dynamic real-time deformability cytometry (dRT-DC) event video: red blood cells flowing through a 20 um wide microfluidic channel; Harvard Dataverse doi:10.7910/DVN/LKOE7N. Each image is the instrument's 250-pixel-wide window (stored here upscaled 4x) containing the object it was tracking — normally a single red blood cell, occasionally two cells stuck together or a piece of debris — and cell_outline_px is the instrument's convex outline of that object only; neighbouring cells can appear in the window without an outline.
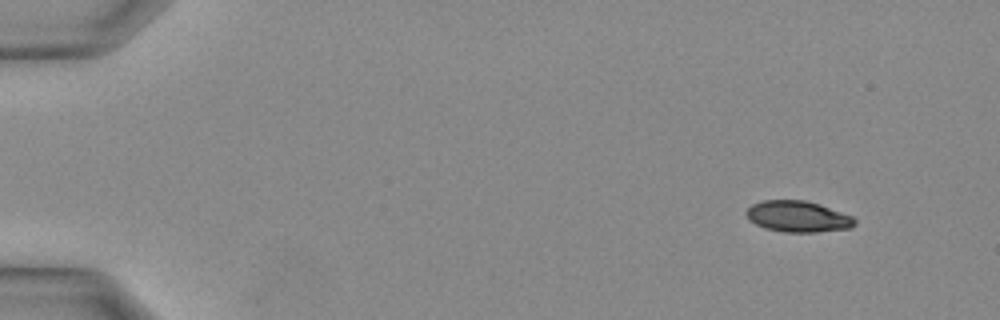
{"species": "Egyptian fruit bat (a non-hibernating species)", "species_latin": "Rousettus aegyptiacus", "temperature_condition": "warm", "stored_images_in_passage": 35, "camera_frame_rate_fps": 3000, "um_per_image_px": 0.085, "animal": {"sex": "female"}, "frame": {"image": 1, "passage_image": 4, "time_ms": 1.0, "image_size_px": [1000, 320], "cell_outline_px": [[856, 224], [852, 228], [816, 232], [784, 232], [764, 228], [748, 220], [744, 212], [752, 204], [760, 200], [804, 200], [820, 204], [852, 216], [856, 220]], "centroid_in_image_um": [67.8, 18.4], "position_along_channel_um": 17.2, "area_um2": 19.88}}
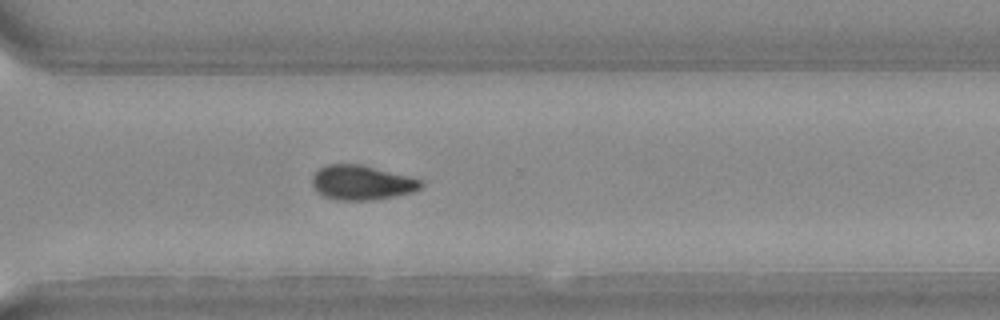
{"frame": {"image": 2, "passage_image": 26, "time_ms": 8.333, "image_size_px": [1000, 320], "cell_outline_px": [[424, 184], [420, 188], [412, 192], [372, 200], [336, 200], [324, 196], [316, 192], [312, 184], [312, 176], [320, 168], [328, 164], [360, 164], [408, 176], [420, 180]], "centroid_in_image_um": [30.7, 15.52], "position_along_channel_um": 339.9, "area_um2": 21.73}}
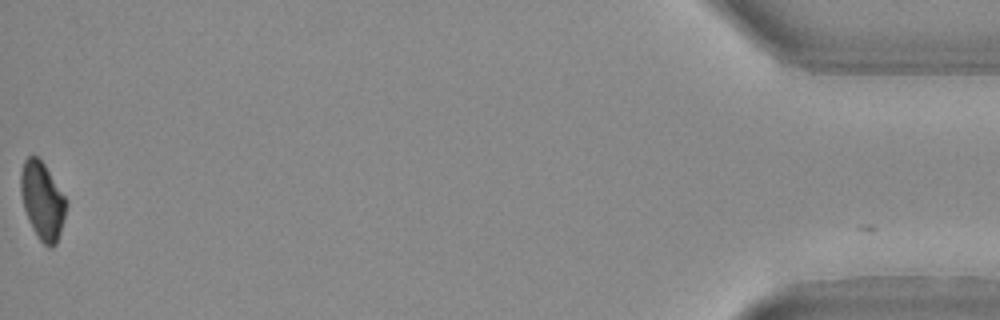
{"frame": {"image": 3, "passage_image": 35, "time_ms": 11.333, "image_size_px": [1000, 320], "cell_outline_px": [[68, 204], [60, 232], [56, 244], [52, 248], [48, 248], [40, 240], [32, 228], [24, 208], [20, 192], [20, 172], [24, 160], [28, 156], [36, 156], [44, 164], [68, 200]], "centroid_in_image_um": [3.61, 17.06], "position_along_channel_um": 431.6, "area_um2": 20.58}}